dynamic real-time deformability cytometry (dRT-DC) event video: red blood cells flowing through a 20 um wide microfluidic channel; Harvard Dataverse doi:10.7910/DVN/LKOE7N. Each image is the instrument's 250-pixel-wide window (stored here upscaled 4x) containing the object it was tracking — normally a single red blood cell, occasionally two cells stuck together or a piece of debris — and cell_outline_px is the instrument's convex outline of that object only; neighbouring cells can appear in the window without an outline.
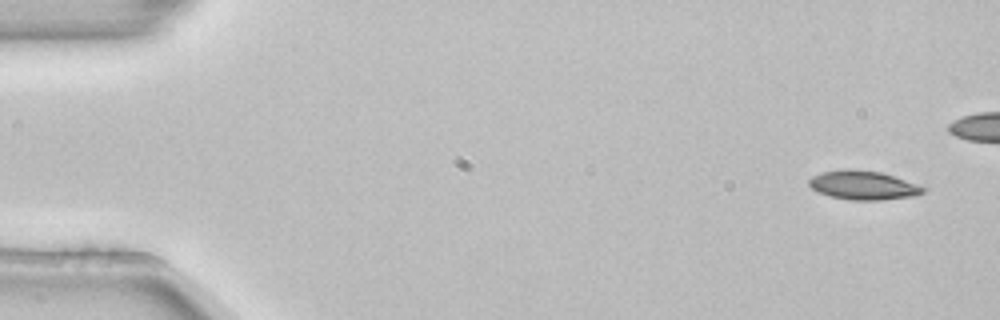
{"species": "common noctule bat (a hibernating species)", "species_latin": "Nyctalus noctula", "temperature_condition": "room temperature", "stored_images_in_passage": 5, "camera_frame_rate_fps": 3000, "um_per_image_px": 0.085, "animal": {"sex": "female", "body_mass_g": 22.7, "forearm_length_mm": 54.2}, "frame": {"image": 1, "passage_image": 1, "time_ms": 0.0, "image_size_px": [1000, 320], "cell_outline_px": [[924, 192], [916, 196], [880, 200], [848, 200], [832, 196], [820, 192], [812, 188], [808, 184], [808, 180], [812, 176], [820, 172], [880, 172], [904, 180], [924, 188]], "centroid_in_image_um": [73.38, 15.8], "position_along_channel_um": 11.6, "area_um2": 18.15}}